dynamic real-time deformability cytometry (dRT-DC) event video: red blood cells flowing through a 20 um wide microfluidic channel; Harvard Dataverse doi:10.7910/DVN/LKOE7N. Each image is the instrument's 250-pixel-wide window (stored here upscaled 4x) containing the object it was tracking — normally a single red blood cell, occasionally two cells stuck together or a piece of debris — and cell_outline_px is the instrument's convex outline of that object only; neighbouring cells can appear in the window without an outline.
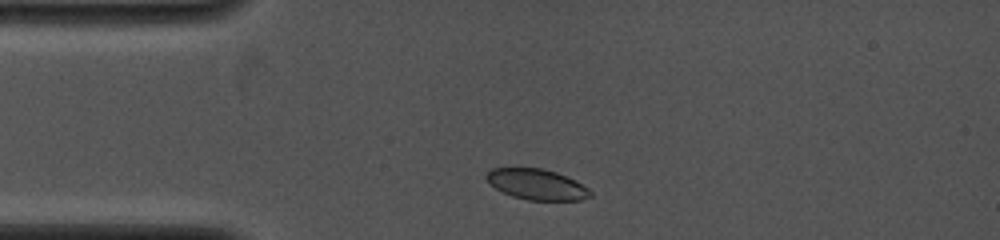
{"species": "common noctule bat (a hibernating species)", "species_latin": "Nyctalus noctula", "temperature_condition": "cold", "stored_images_in_passage": 22, "camera_frame_rate_fps": 4000, "um_per_image_px": 0.085, "animal": {"sex": "female", "body_mass_g": 19.0, "forearm_length_mm": 53.3}, "frame": {"image": 1, "passage_image": 2, "time_ms": 0.5, "image_size_px": [1000, 240], "cell_outline_px": [[592, 196], [580, 200], [528, 200], [512, 196], [496, 188], [484, 176], [492, 168], [544, 168], [556, 172], [576, 180], [588, 188], [592, 192]], "centroid_in_image_um": [45.66, 15.67], "position_along_channel_um": 39.3, "area_um2": 18.5}}
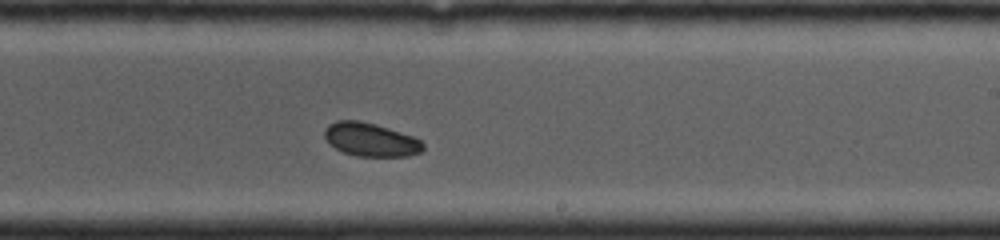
{"frame": {"image": 2, "passage_image": 13, "time_ms": 6.25, "image_size_px": [1000, 240], "cell_outline_px": [[424, 148], [420, 152], [408, 156], [356, 156], [344, 152], [328, 144], [324, 136], [324, 132], [328, 124], [336, 120], [360, 120], [376, 124], [412, 136], [420, 140], [424, 144]], "centroid_in_image_um": [31.48, 11.86], "position_along_channel_um": 257.5, "area_um2": 19.25}}
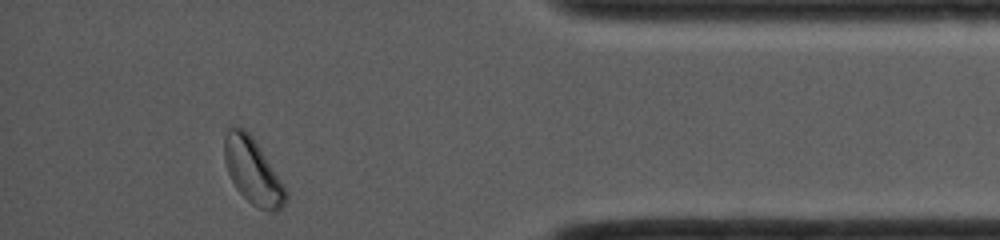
{"frame": {"image": 3, "passage_image": 22, "time_ms": 10.5, "image_size_px": [1000, 240], "cell_outline_px": [[288, 196], [284, 204], [276, 212], [272, 212], [260, 208], [252, 204], [236, 188], [228, 172], [224, 160], [224, 136], [228, 128], [244, 128], [252, 136], [260, 148], [288, 192]], "centroid_in_image_um": [21.48, 14.55], "position_along_channel_um": 413.7, "area_um2": 23.06}}